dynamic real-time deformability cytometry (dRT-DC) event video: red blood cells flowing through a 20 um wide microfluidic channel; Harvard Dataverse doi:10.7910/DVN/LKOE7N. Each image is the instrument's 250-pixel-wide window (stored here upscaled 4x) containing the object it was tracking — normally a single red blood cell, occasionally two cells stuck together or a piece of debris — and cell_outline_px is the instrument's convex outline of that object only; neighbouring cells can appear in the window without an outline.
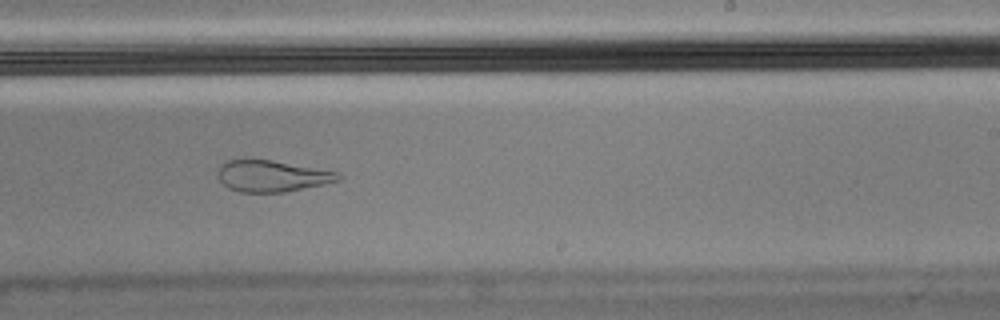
{"species": "Egyptian fruit bat (a non-hibernating species)", "species_latin": "Rousettus aegyptiacus", "temperature_condition": "cold", "stored_images_in_passage": 41, "camera_frame_rate_fps": 3000, "um_per_image_px": 0.085, "animal": {"sex": "male"}, "frame": {"image": 1, "passage_image": 18, "time_ms": 5.667, "image_size_px": [1000, 320], "cell_outline_px": [[344, 176], [340, 180], [324, 184], [284, 192], [240, 192], [228, 188], [220, 180], [216, 172], [220, 164], [228, 160], [244, 156], [252, 156], [340, 172]], "centroid_in_image_um": [23.08, 14.91], "position_along_channel_um": 265.9, "area_um2": 22.95}, "authors_computed_cell_mechanics": {"area_um2": 26.299, "velocity_mm_per_s": 3.4974, "shape_relaxation_time_tau1_ms": null, "shape_relaxation_time_tau2_ms": 1.6922, "deformation_change_tau1": null, "deformation_change_tau2": 0.0935}}